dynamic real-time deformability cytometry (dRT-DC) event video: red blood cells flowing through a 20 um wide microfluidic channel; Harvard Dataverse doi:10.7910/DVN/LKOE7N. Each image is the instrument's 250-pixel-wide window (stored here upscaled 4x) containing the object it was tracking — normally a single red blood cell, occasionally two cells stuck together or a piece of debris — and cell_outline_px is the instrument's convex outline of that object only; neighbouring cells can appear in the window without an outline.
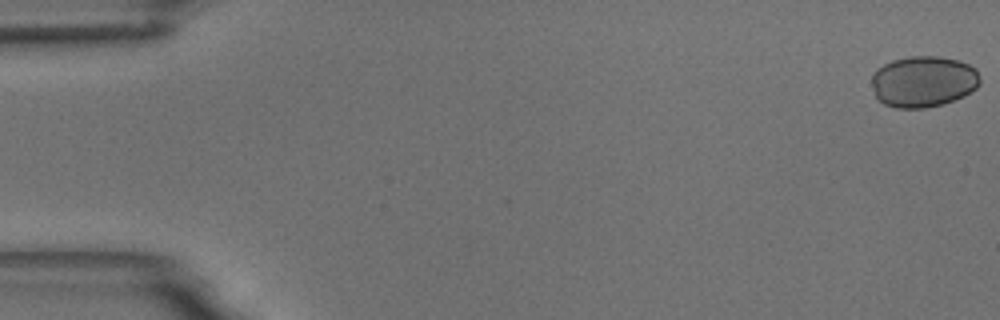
{"species": "common noctule bat (a hibernating species)", "species_latin": "Nyctalus noctula", "temperature_condition": "room temperature", "stored_images_in_passage": 56, "camera_frame_rate_fps": 3000, "um_per_image_px": 0.085, "animal": {"sex": "male", "body_mass_g": 18.8}, "frame": {"image": 1, "passage_image": 1, "time_ms": 0.0, "image_size_px": [1000, 320], "cell_outline_px": [[980, 84], [976, 88], [964, 96], [944, 104], [924, 108], [896, 108], [884, 104], [876, 96], [872, 84], [872, 72], [876, 68], [892, 60], [908, 56], [940, 56], [956, 60], [968, 64], [976, 68], [980, 80]], "centroid_in_image_um": [78.48, 6.92], "position_along_channel_um": 6.5, "area_um2": 32.54}}
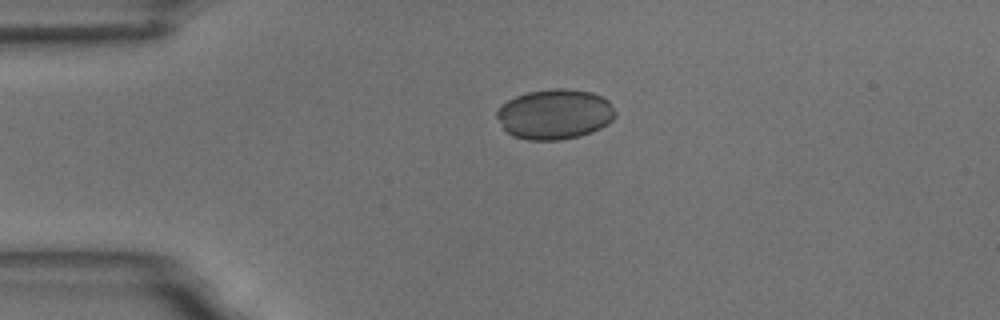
{"frame": {"image": 2, "passage_image": 13, "time_ms": 4.0, "image_size_px": [1000, 320], "cell_outline_px": [[616, 116], [608, 124], [592, 132], [580, 136], [560, 140], [528, 140], [512, 136], [504, 128], [496, 116], [496, 112], [508, 100], [516, 96], [528, 92], [552, 88], [568, 88], [592, 92], [608, 100], [616, 112]], "centroid_in_image_um": [47.18, 9.71], "position_along_channel_um": 37.8, "area_um2": 34.68}}
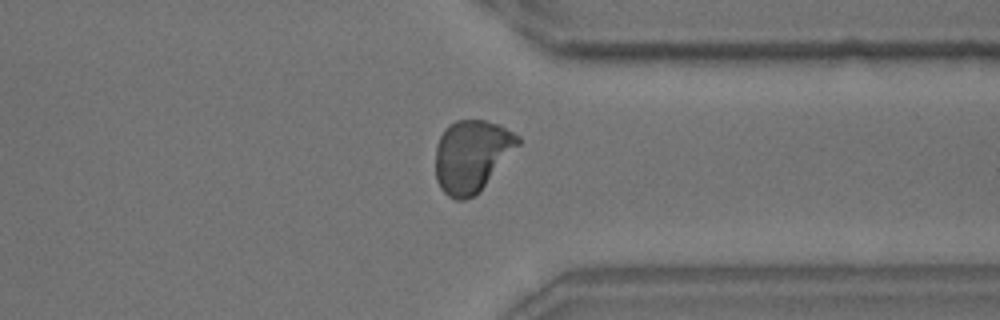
{"frame": {"image": 3, "passage_image": 43, "time_ms": 14.0, "image_size_px": [1000, 320], "cell_outline_px": [[520, 144], [480, 192], [464, 200], [456, 200], [448, 196], [440, 188], [436, 180], [436, 144], [444, 128], [448, 124], [456, 120], [484, 120], [500, 124], [520, 136]], "centroid_in_image_um": [40.1, 13.24], "position_along_channel_um": 371.3, "area_um2": 34.91}}